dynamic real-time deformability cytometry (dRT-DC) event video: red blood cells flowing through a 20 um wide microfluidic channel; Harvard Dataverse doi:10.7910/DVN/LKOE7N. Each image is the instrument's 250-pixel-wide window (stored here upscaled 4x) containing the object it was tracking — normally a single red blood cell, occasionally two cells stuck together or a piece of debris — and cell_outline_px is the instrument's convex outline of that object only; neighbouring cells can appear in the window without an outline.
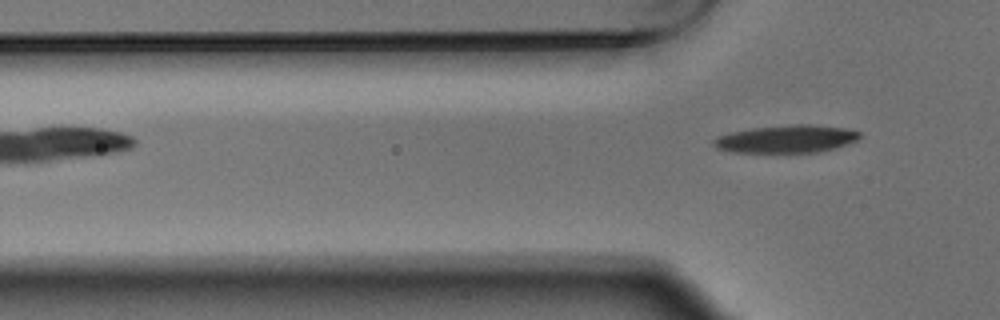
{"species": "Egyptian fruit bat (a non-hibernating species)", "species_latin": "Rousettus aegyptiacus", "temperature_condition": "warm", "stored_images_in_passage": 4, "camera_frame_rate_fps": 3000, "um_per_image_px": 0.085, "animal": {"sex": "male"}, "frame": {"image": 1, "passage_image": 4, "time_ms": 1.0, "image_size_px": [1000, 320], "cell_outline_px": [[860, 136], [856, 140], [832, 148], [816, 152], [732, 152], [716, 148], [712, 144], [712, 140], [716, 136], [732, 132], [752, 128], [796, 124], [808, 124], [844, 128], [860, 132]], "centroid_in_image_um": [66.77, 11.81], "position_along_channel_um": 59.0, "area_um2": 23.24}}